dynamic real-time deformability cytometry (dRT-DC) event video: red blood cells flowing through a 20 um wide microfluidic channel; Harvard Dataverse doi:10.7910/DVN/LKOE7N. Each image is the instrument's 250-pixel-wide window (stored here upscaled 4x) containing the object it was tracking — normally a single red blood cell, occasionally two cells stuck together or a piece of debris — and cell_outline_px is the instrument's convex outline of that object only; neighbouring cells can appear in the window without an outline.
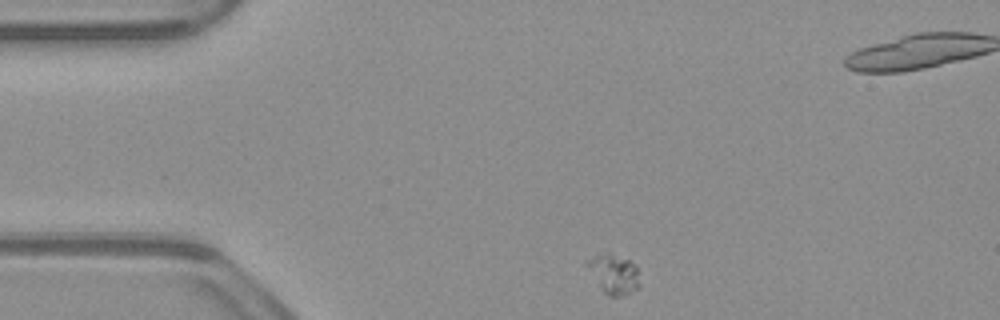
{"species": "common noctule bat (a hibernating species)", "species_latin": "Nyctalus noctula", "temperature_condition": "warm", "stored_images_in_passage": 46, "camera_frame_rate_fps": 3000, "um_per_image_px": 0.085, "animal": {"sex": "male", "body_mass_g": 23.1, "forearm_length_mm": 52.7}, "frame": {"image": 1, "passage_image": 1, "time_ms": 0.0, "image_size_px": [1000, 320], "cell_outline_px": [[640, 288], [620, 296], [608, 296], [600, 288], [584, 264], [584, 260], [600, 252], [632, 260], [636, 264], [640, 284]], "centroid_in_image_um": [52.15, 23.27], "position_along_channel_um": 32.9, "area_um2": 12.37}}
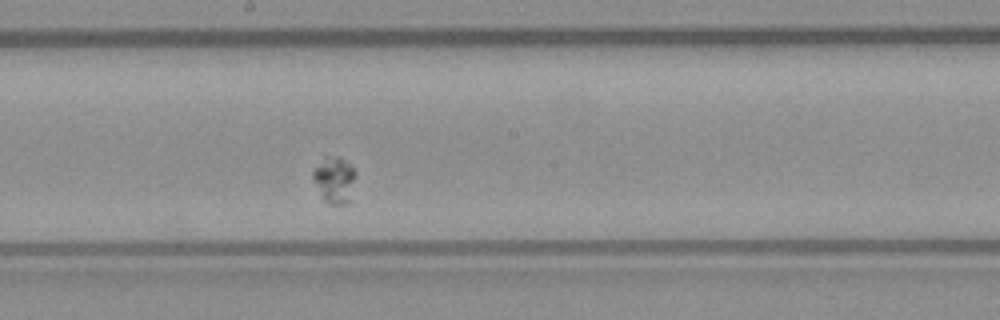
{"frame": {"image": 2, "passage_image": 20, "time_ms": 6.333, "image_size_px": [1000, 320], "cell_outline_px": [[356, 172], [348, 204], [328, 204], [324, 200], [312, 176], [312, 172], [324, 156], [340, 156]], "centroid_in_image_um": [28.42, 15.27], "position_along_channel_um": 219.8, "area_um2": 11.27}}
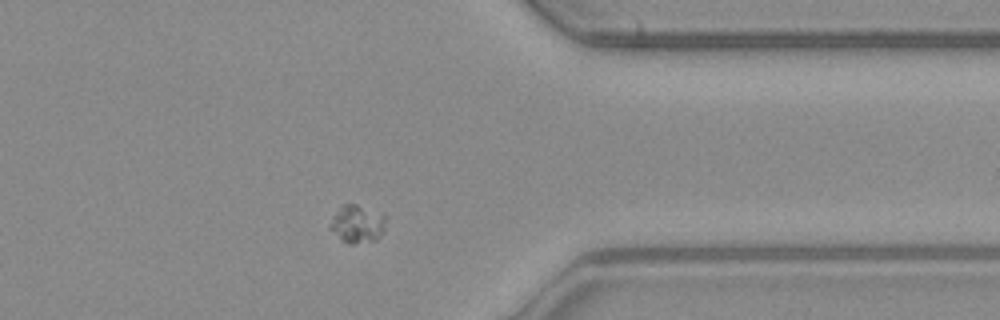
{"frame": {"image": 3, "passage_image": 34, "time_ms": 11.0, "image_size_px": [1000, 320], "cell_outline_px": [[388, 216], [384, 232], [376, 240], [352, 244], [348, 244], [328, 228], [332, 216], [344, 204], [356, 204]], "centroid_in_image_um": [30.4, 19.04], "position_along_channel_um": 381.0, "area_um2": 12.37}}